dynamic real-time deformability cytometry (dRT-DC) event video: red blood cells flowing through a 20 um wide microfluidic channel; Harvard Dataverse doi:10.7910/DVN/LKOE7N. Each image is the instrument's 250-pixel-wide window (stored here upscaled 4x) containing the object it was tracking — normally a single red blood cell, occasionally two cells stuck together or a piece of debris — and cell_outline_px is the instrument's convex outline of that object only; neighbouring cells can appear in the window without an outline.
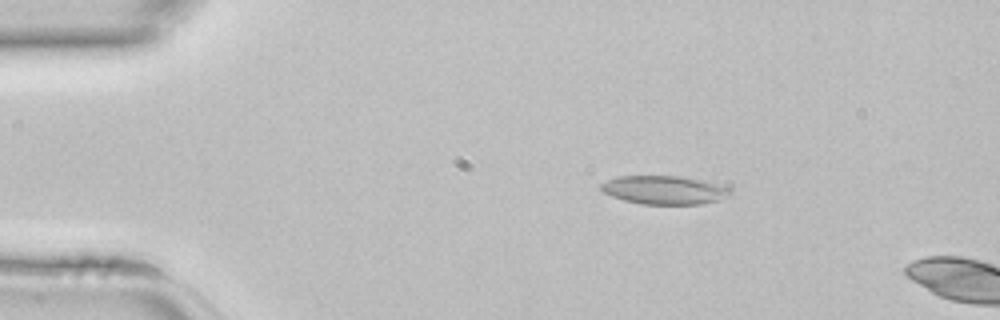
{"species": "common noctule bat (a hibernating species)", "species_latin": "Nyctalus noctula", "temperature_condition": "room temperature", "stored_images_in_passage": 11, "camera_frame_rate_fps": 3000, "um_per_image_px": 0.085, "animal": {"sex": "female", "body_mass_g": 22.7, "forearm_length_mm": 54.2}, "frame": {"image": 1, "passage_image": 7, "time_ms": 2.0, "image_size_px": [1000, 320], "cell_outline_px": [[732, 192], [716, 200], [700, 204], [640, 204], [624, 200], [612, 196], [604, 192], [600, 188], [600, 184], [608, 180], [620, 176], [680, 176], [700, 180], [716, 184], [728, 188]], "centroid_in_image_um": [56.39, 16.15], "position_along_channel_um": 28.6, "area_um2": 21.04}}